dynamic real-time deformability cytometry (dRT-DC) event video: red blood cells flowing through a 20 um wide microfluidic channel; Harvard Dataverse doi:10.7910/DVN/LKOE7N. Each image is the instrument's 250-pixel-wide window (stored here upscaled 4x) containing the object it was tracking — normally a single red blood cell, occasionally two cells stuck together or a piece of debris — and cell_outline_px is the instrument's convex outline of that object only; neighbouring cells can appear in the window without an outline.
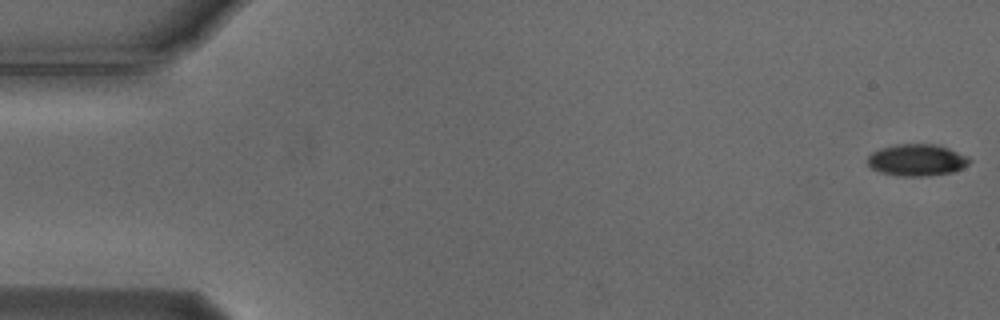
{"species": "Egyptian fruit bat (a non-hibernating species)", "species_latin": "Rousettus aegyptiacus", "temperature_condition": "cold", "stored_images_in_passage": 55, "camera_frame_rate_fps": 3000, "um_per_image_px": 0.085, "animal": {"sex": "male"}, "frame": {"image": 1, "passage_image": 1, "time_ms": 0.0, "image_size_px": [1000, 320], "cell_outline_px": [[972, 160], [968, 164], [952, 172], [928, 176], [900, 176], [880, 172], [872, 168], [868, 164], [868, 156], [872, 152], [880, 148], [896, 144], [936, 144], [948, 148], [968, 156]], "centroid_in_image_um": [77.93, 13.6], "position_along_channel_um": 7.1, "area_um2": 18.84}}
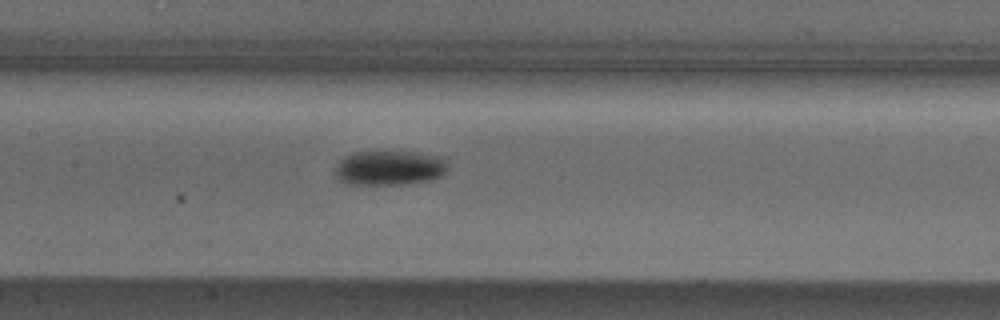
{"frame": {"image": 2, "passage_image": 26, "time_ms": 8.333, "image_size_px": [1000, 320], "cell_outline_px": [[448, 172], [440, 176], [428, 180], [408, 184], [344, 184], [332, 172], [336, 164], [344, 156], [352, 152], [376, 148], [416, 152], [444, 156], [448, 160]], "centroid_in_image_um": [33.09, 14.21], "position_along_channel_um": 174.3, "area_um2": 24.22}}
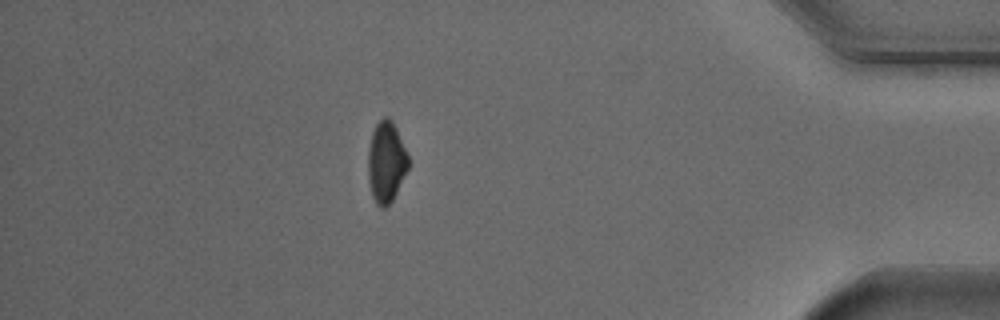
{"frame": {"image": 3, "passage_image": 48, "time_ms": 15.667, "image_size_px": [1000, 320], "cell_outline_px": [[408, 168], [392, 200], [384, 208], [380, 208], [376, 204], [372, 196], [368, 180], [368, 148], [372, 132], [376, 124], [384, 116], [388, 116], [392, 120], [396, 128], [408, 156]], "centroid_in_image_um": [32.8, 13.76], "position_along_channel_um": 402.4, "area_um2": 18.9}, "authors_computed_cell_mechanics": {"area_um2": 19.9988, "velocity_mm_per_s": 3.7363, "shape_relaxation_time_tau1_ms": 2.4539, "shape_relaxation_time_tau2_ms": null, "deformation_change_tau1": 0.1091, "deformation_change_tau2": null}}